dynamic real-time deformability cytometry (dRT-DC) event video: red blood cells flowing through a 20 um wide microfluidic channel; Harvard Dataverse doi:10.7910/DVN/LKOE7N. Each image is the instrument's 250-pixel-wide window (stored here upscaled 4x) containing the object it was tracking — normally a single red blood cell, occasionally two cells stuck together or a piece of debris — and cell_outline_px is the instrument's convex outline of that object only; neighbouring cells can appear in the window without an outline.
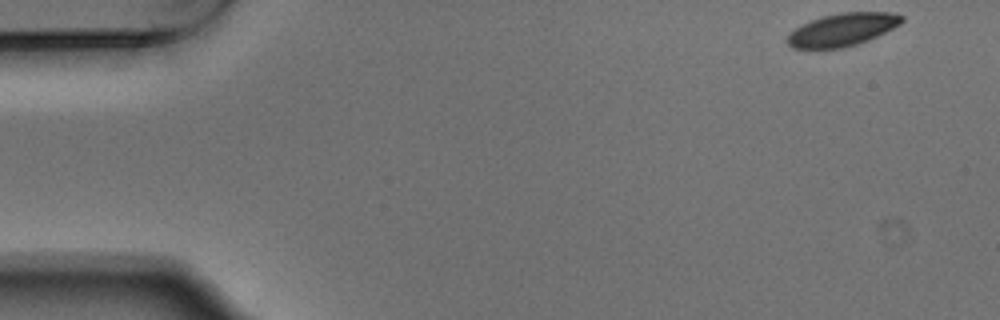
{"species": "Egyptian fruit bat (a non-hibernating species)", "species_latin": "Rousettus aegyptiacus", "temperature_condition": "warm", "stored_images_in_passage": 12, "camera_frame_rate_fps": 3000, "um_per_image_px": 0.085, "animal": {"sex": "male"}, "frame": {"image": 1, "passage_image": 1, "time_ms": 0.0, "image_size_px": [1000, 320], "cell_outline_px": [[904, 20], [900, 24], [868, 40], [856, 44], [840, 48], [792, 48], [788, 44], [788, 36], [796, 28], [812, 20], [824, 16], [840, 12], [892, 12], [904, 16]], "centroid_in_image_um": [71.64, 2.51], "position_along_channel_um": 13.4, "area_um2": 21.44}}